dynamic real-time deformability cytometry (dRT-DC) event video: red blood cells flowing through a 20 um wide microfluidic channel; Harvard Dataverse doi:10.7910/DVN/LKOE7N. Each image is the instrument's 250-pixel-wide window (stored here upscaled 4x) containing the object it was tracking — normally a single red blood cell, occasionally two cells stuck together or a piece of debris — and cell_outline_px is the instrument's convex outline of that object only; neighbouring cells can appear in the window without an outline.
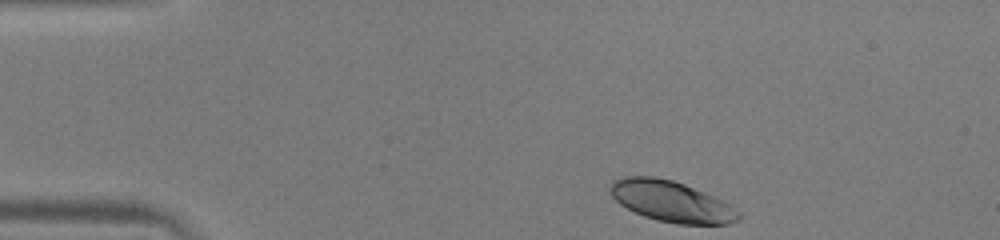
{"species": "human", "species_latin": "Homo sapiens", "temperature_condition": "warm", "stored_images_in_passage": 44, "camera_frame_rate_fps": 3000, "um_per_image_px": 0.085, "donor": {"sex": "male"}, "frame": {"image": 1, "passage_image": 1, "time_ms": 0.0, "image_size_px": [1000, 240], "cell_outline_px": [[740, 220], [728, 224], [676, 224], [656, 220], [644, 216], [620, 204], [612, 196], [612, 180], [624, 176], [652, 176], [672, 180], [684, 184], [704, 192], [728, 204], [740, 212]], "centroid_in_image_um": [57.07, 17.13], "position_along_channel_um": 27.9, "area_um2": 30.29}}
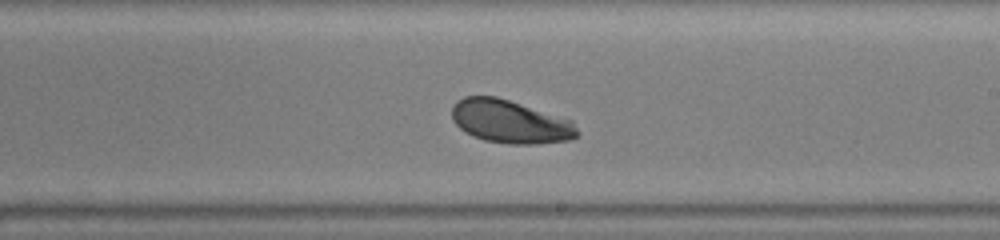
{"frame": {"image": 2, "passage_image": 23, "time_ms": 7.333, "image_size_px": [1000, 240], "cell_outline_px": [[580, 136], [568, 140], [536, 144], [508, 144], [484, 140], [464, 132], [452, 120], [452, 108], [456, 100], [464, 96], [496, 96], [572, 120], [580, 132]], "centroid_in_image_um": [43.36, 10.34], "position_along_channel_um": 245.6, "area_um2": 31.67}}
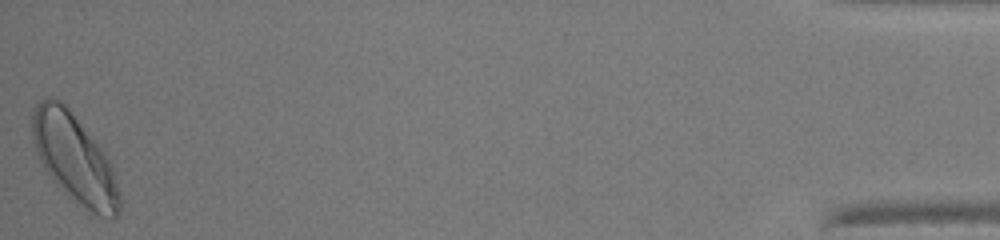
{"frame": {"image": 3, "passage_image": 44, "time_ms": 14.333, "image_size_px": [1000, 240], "cell_outline_px": [[124, 200], [120, 212], [112, 220], [100, 216], [76, 204], [52, 180], [44, 168], [36, 152], [32, 140], [32, 116], [36, 104], [40, 100], [48, 96], [60, 100], [68, 108], [104, 148], [112, 164]], "centroid_in_image_um": [6.4, 13.52], "position_along_channel_um": 428.8, "area_um2": 46.18}, "authors_computed_cell_mechanics": {"area_um2": 31.6744, "velocity_mm_per_s": 3.9657, "shape_relaxation_time_tau1_ms": 1.5133, "shape_relaxation_time_tau2_ms": null, "deformation_change_tau1": 0.0999, "deformation_change_tau2": null}}